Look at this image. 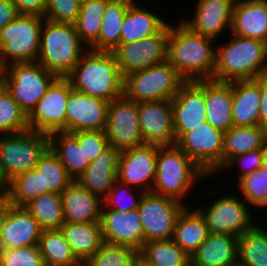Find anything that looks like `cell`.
<instances>
[{
    "mask_svg": "<svg viewBox=\"0 0 267 266\" xmlns=\"http://www.w3.org/2000/svg\"><path fill=\"white\" fill-rule=\"evenodd\" d=\"M138 119L146 144L156 146L176 144L172 100L138 102Z\"/></svg>",
    "mask_w": 267,
    "mask_h": 266,
    "instance_id": "19",
    "label": "cell"
},
{
    "mask_svg": "<svg viewBox=\"0 0 267 266\" xmlns=\"http://www.w3.org/2000/svg\"><path fill=\"white\" fill-rule=\"evenodd\" d=\"M60 230L83 265L104 242L100 223H64Z\"/></svg>",
    "mask_w": 267,
    "mask_h": 266,
    "instance_id": "30",
    "label": "cell"
},
{
    "mask_svg": "<svg viewBox=\"0 0 267 266\" xmlns=\"http://www.w3.org/2000/svg\"><path fill=\"white\" fill-rule=\"evenodd\" d=\"M120 153L115 147L109 146L89 163L86 171L77 181L93 195L103 200L117 179Z\"/></svg>",
    "mask_w": 267,
    "mask_h": 266,
    "instance_id": "25",
    "label": "cell"
},
{
    "mask_svg": "<svg viewBox=\"0 0 267 266\" xmlns=\"http://www.w3.org/2000/svg\"><path fill=\"white\" fill-rule=\"evenodd\" d=\"M48 148L49 136L32 129L0 135V167L8 182L35 169Z\"/></svg>",
    "mask_w": 267,
    "mask_h": 266,
    "instance_id": "8",
    "label": "cell"
},
{
    "mask_svg": "<svg viewBox=\"0 0 267 266\" xmlns=\"http://www.w3.org/2000/svg\"><path fill=\"white\" fill-rule=\"evenodd\" d=\"M19 14L39 15L44 17L46 0H11Z\"/></svg>",
    "mask_w": 267,
    "mask_h": 266,
    "instance_id": "50",
    "label": "cell"
},
{
    "mask_svg": "<svg viewBox=\"0 0 267 266\" xmlns=\"http://www.w3.org/2000/svg\"><path fill=\"white\" fill-rule=\"evenodd\" d=\"M27 129V115L0 84V135L19 133Z\"/></svg>",
    "mask_w": 267,
    "mask_h": 266,
    "instance_id": "43",
    "label": "cell"
},
{
    "mask_svg": "<svg viewBox=\"0 0 267 266\" xmlns=\"http://www.w3.org/2000/svg\"><path fill=\"white\" fill-rule=\"evenodd\" d=\"M231 40L216 48L213 80L232 82L254 80L267 74L266 43L231 35Z\"/></svg>",
    "mask_w": 267,
    "mask_h": 266,
    "instance_id": "3",
    "label": "cell"
},
{
    "mask_svg": "<svg viewBox=\"0 0 267 266\" xmlns=\"http://www.w3.org/2000/svg\"><path fill=\"white\" fill-rule=\"evenodd\" d=\"M130 4L123 0L108 2L102 16L98 39L88 49L112 52L120 45L124 16Z\"/></svg>",
    "mask_w": 267,
    "mask_h": 266,
    "instance_id": "33",
    "label": "cell"
},
{
    "mask_svg": "<svg viewBox=\"0 0 267 266\" xmlns=\"http://www.w3.org/2000/svg\"><path fill=\"white\" fill-rule=\"evenodd\" d=\"M185 82L166 60L124 76L123 95L136 102L172 100Z\"/></svg>",
    "mask_w": 267,
    "mask_h": 266,
    "instance_id": "6",
    "label": "cell"
},
{
    "mask_svg": "<svg viewBox=\"0 0 267 266\" xmlns=\"http://www.w3.org/2000/svg\"><path fill=\"white\" fill-rule=\"evenodd\" d=\"M265 149L266 146L238 156H233L221 167V169L225 170L226 168H231V165L233 166V164L235 163L234 165H238L239 170H242L239 172V177L237 180L239 181L246 174H250L261 167Z\"/></svg>",
    "mask_w": 267,
    "mask_h": 266,
    "instance_id": "49",
    "label": "cell"
},
{
    "mask_svg": "<svg viewBox=\"0 0 267 266\" xmlns=\"http://www.w3.org/2000/svg\"><path fill=\"white\" fill-rule=\"evenodd\" d=\"M4 73H5V66L2 64L0 59V84L2 83Z\"/></svg>",
    "mask_w": 267,
    "mask_h": 266,
    "instance_id": "56",
    "label": "cell"
},
{
    "mask_svg": "<svg viewBox=\"0 0 267 266\" xmlns=\"http://www.w3.org/2000/svg\"><path fill=\"white\" fill-rule=\"evenodd\" d=\"M44 17L19 14L0 32V59L12 63L37 62Z\"/></svg>",
    "mask_w": 267,
    "mask_h": 266,
    "instance_id": "7",
    "label": "cell"
},
{
    "mask_svg": "<svg viewBox=\"0 0 267 266\" xmlns=\"http://www.w3.org/2000/svg\"><path fill=\"white\" fill-rule=\"evenodd\" d=\"M234 2L235 0H198L193 17L180 21L193 32L216 40L223 30L231 29Z\"/></svg>",
    "mask_w": 267,
    "mask_h": 266,
    "instance_id": "21",
    "label": "cell"
},
{
    "mask_svg": "<svg viewBox=\"0 0 267 266\" xmlns=\"http://www.w3.org/2000/svg\"><path fill=\"white\" fill-rule=\"evenodd\" d=\"M204 218L209 233L241 236L252 229L248 204L238 196H221L209 207L196 208Z\"/></svg>",
    "mask_w": 267,
    "mask_h": 266,
    "instance_id": "12",
    "label": "cell"
},
{
    "mask_svg": "<svg viewBox=\"0 0 267 266\" xmlns=\"http://www.w3.org/2000/svg\"><path fill=\"white\" fill-rule=\"evenodd\" d=\"M169 33L170 23L159 33L136 42L120 44L112 51L122 76L166 61Z\"/></svg>",
    "mask_w": 267,
    "mask_h": 266,
    "instance_id": "14",
    "label": "cell"
},
{
    "mask_svg": "<svg viewBox=\"0 0 267 266\" xmlns=\"http://www.w3.org/2000/svg\"><path fill=\"white\" fill-rule=\"evenodd\" d=\"M261 168H263L267 171V149H265V154L263 157Z\"/></svg>",
    "mask_w": 267,
    "mask_h": 266,
    "instance_id": "55",
    "label": "cell"
},
{
    "mask_svg": "<svg viewBox=\"0 0 267 266\" xmlns=\"http://www.w3.org/2000/svg\"><path fill=\"white\" fill-rule=\"evenodd\" d=\"M238 266H267V231L255 226L238 237Z\"/></svg>",
    "mask_w": 267,
    "mask_h": 266,
    "instance_id": "38",
    "label": "cell"
},
{
    "mask_svg": "<svg viewBox=\"0 0 267 266\" xmlns=\"http://www.w3.org/2000/svg\"><path fill=\"white\" fill-rule=\"evenodd\" d=\"M224 133L208 122L185 132L176 145L207 174L219 173L222 167Z\"/></svg>",
    "mask_w": 267,
    "mask_h": 266,
    "instance_id": "11",
    "label": "cell"
},
{
    "mask_svg": "<svg viewBox=\"0 0 267 266\" xmlns=\"http://www.w3.org/2000/svg\"><path fill=\"white\" fill-rule=\"evenodd\" d=\"M111 1V0H110ZM123 1H127L129 3H137L135 0H123Z\"/></svg>",
    "mask_w": 267,
    "mask_h": 266,
    "instance_id": "58",
    "label": "cell"
},
{
    "mask_svg": "<svg viewBox=\"0 0 267 266\" xmlns=\"http://www.w3.org/2000/svg\"><path fill=\"white\" fill-rule=\"evenodd\" d=\"M65 223H100L102 199L73 181L62 193Z\"/></svg>",
    "mask_w": 267,
    "mask_h": 266,
    "instance_id": "24",
    "label": "cell"
},
{
    "mask_svg": "<svg viewBox=\"0 0 267 266\" xmlns=\"http://www.w3.org/2000/svg\"><path fill=\"white\" fill-rule=\"evenodd\" d=\"M85 46L74 24L44 19L37 62L48 72L65 78L87 51Z\"/></svg>",
    "mask_w": 267,
    "mask_h": 266,
    "instance_id": "5",
    "label": "cell"
},
{
    "mask_svg": "<svg viewBox=\"0 0 267 266\" xmlns=\"http://www.w3.org/2000/svg\"><path fill=\"white\" fill-rule=\"evenodd\" d=\"M110 0H88L81 3L79 15L74 22L80 40L90 47L101 29L102 16Z\"/></svg>",
    "mask_w": 267,
    "mask_h": 266,
    "instance_id": "39",
    "label": "cell"
},
{
    "mask_svg": "<svg viewBox=\"0 0 267 266\" xmlns=\"http://www.w3.org/2000/svg\"><path fill=\"white\" fill-rule=\"evenodd\" d=\"M239 188L244 201L254 207H267V171L259 168L246 174L239 181Z\"/></svg>",
    "mask_w": 267,
    "mask_h": 266,
    "instance_id": "44",
    "label": "cell"
},
{
    "mask_svg": "<svg viewBox=\"0 0 267 266\" xmlns=\"http://www.w3.org/2000/svg\"><path fill=\"white\" fill-rule=\"evenodd\" d=\"M139 251L129 246L103 242L83 266H136Z\"/></svg>",
    "mask_w": 267,
    "mask_h": 266,
    "instance_id": "42",
    "label": "cell"
},
{
    "mask_svg": "<svg viewBox=\"0 0 267 266\" xmlns=\"http://www.w3.org/2000/svg\"><path fill=\"white\" fill-rule=\"evenodd\" d=\"M35 169L41 173L43 189L48 192L62 193L74 181L50 148L39 158Z\"/></svg>",
    "mask_w": 267,
    "mask_h": 266,
    "instance_id": "40",
    "label": "cell"
},
{
    "mask_svg": "<svg viewBox=\"0 0 267 266\" xmlns=\"http://www.w3.org/2000/svg\"><path fill=\"white\" fill-rule=\"evenodd\" d=\"M39 223L43 231L60 230L65 223L61 193L47 192L24 206Z\"/></svg>",
    "mask_w": 267,
    "mask_h": 266,
    "instance_id": "37",
    "label": "cell"
},
{
    "mask_svg": "<svg viewBox=\"0 0 267 266\" xmlns=\"http://www.w3.org/2000/svg\"><path fill=\"white\" fill-rule=\"evenodd\" d=\"M172 111L176 141L206 122L205 80L186 81L172 99Z\"/></svg>",
    "mask_w": 267,
    "mask_h": 266,
    "instance_id": "18",
    "label": "cell"
},
{
    "mask_svg": "<svg viewBox=\"0 0 267 266\" xmlns=\"http://www.w3.org/2000/svg\"><path fill=\"white\" fill-rule=\"evenodd\" d=\"M80 7L79 0H46L44 19L57 23L74 24Z\"/></svg>",
    "mask_w": 267,
    "mask_h": 266,
    "instance_id": "47",
    "label": "cell"
},
{
    "mask_svg": "<svg viewBox=\"0 0 267 266\" xmlns=\"http://www.w3.org/2000/svg\"><path fill=\"white\" fill-rule=\"evenodd\" d=\"M105 134L109 145L122 152L145 144L138 119V102L122 95L110 102Z\"/></svg>",
    "mask_w": 267,
    "mask_h": 266,
    "instance_id": "13",
    "label": "cell"
},
{
    "mask_svg": "<svg viewBox=\"0 0 267 266\" xmlns=\"http://www.w3.org/2000/svg\"><path fill=\"white\" fill-rule=\"evenodd\" d=\"M145 266H189L191 257L172 239L145 242L139 251Z\"/></svg>",
    "mask_w": 267,
    "mask_h": 266,
    "instance_id": "35",
    "label": "cell"
},
{
    "mask_svg": "<svg viewBox=\"0 0 267 266\" xmlns=\"http://www.w3.org/2000/svg\"><path fill=\"white\" fill-rule=\"evenodd\" d=\"M192 266H238V236L212 234L191 255Z\"/></svg>",
    "mask_w": 267,
    "mask_h": 266,
    "instance_id": "27",
    "label": "cell"
},
{
    "mask_svg": "<svg viewBox=\"0 0 267 266\" xmlns=\"http://www.w3.org/2000/svg\"><path fill=\"white\" fill-rule=\"evenodd\" d=\"M47 192L48 189H43L41 173L31 169L9 182L8 197L14 206L24 207L31 200Z\"/></svg>",
    "mask_w": 267,
    "mask_h": 266,
    "instance_id": "41",
    "label": "cell"
},
{
    "mask_svg": "<svg viewBox=\"0 0 267 266\" xmlns=\"http://www.w3.org/2000/svg\"><path fill=\"white\" fill-rule=\"evenodd\" d=\"M69 94L70 82L58 77L27 116L29 129L47 135L66 132V102Z\"/></svg>",
    "mask_w": 267,
    "mask_h": 266,
    "instance_id": "15",
    "label": "cell"
},
{
    "mask_svg": "<svg viewBox=\"0 0 267 266\" xmlns=\"http://www.w3.org/2000/svg\"><path fill=\"white\" fill-rule=\"evenodd\" d=\"M72 134L77 138L78 144L82 147L84 156L89 162L95 160L110 146L105 131H77Z\"/></svg>",
    "mask_w": 267,
    "mask_h": 266,
    "instance_id": "48",
    "label": "cell"
},
{
    "mask_svg": "<svg viewBox=\"0 0 267 266\" xmlns=\"http://www.w3.org/2000/svg\"><path fill=\"white\" fill-rule=\"evenodd\" d=\"M57 78L38 62L12 63L5 67L1 84L28 116Z\"/></svg>",
    "mask_w": 267,
    "mask_h": 266,
    "instance_id": "9",
    "label": "cell"
},
{
    "mask_svg": "<svg viewBox=\"0 0 267 266\" xmlns=\"http://www.w3.org/2000/svg\"><path fill=\"white\" fill-rule=\"evenodd\" d=\"M100 225L104 242L129 246L140 251L144 234L138 210L101 209Z\"/></svg>",
    "mask_w": 267,
    "mask_h": 266,
    "instance_id": "20",
    "label": "cell"
},
{
    "mask_svg": "<svg viewBox=\"0 0 267 266\" xmlns=\"http://www.w3.org/2000/svg\"><path fill=\"white\" fill-rule=\"evenodd\" d=\"M12 205L13 204L10 202L8 195L0 196V234L8 211Z\"/></svg>",
    "mask_w": 267,
    "mask_h": 266,
    "instance_id": "53",
    "label": "cell"
},
{
    "mask_svg": "<svg viewBox=\"0 0 267 266\" xmlns=\"http://www.w3.org/2000/svg\"><path fill=\"white\" fill-rule=\"evenodd\" d=\"M260 77L232 81L233 126L259 125Z\"/></svg>",
    "mask_w": 267,
    "mask_h": 266,
    "instance_id": "26",
    "label": "cell"
},
{
    "mask_svg": "<svg viewBox=\"0 0 267 266\" xmlns=\"http://www.w3.org/2000/svg\"><path fill=\"white\" fill-rule=\"evenodd\" d=\"M206 122L215 129L226 132L233 127L232 82L205 80Z\"/></svg>",
    "mask_w": 267,
    "mask_h": 266,
    "instance_id": "28",
    "label": "cell"
},
{
    "mask_svg": "<svg viewBox=\"0 0 267 266\" xmlns=\"http://www.w3.org/2000/svg\"><path fill=\"white\" fill-rule=\"evenodd\" d=\"M18 15L19 12L11 0H0V32Z\"/></svg>",
    "mask_w": 267,
    "mask_h": 266,
    "instance_id": "51",
    "label": "cell"
},
{
    "mask_svg": "<svg viewBox=\"0 0 267 266\" xmlns=\"http://www.w3.org/2000/svg\"><path fill=\"white\" fill-rule=\"evenodd\" d=\"M207 177L208 174L176 144L157 146L156 175L152 193L183 203L194 183Z\"/></svg>",
    "mask_w": 267,
    "mask_h": 266,
    "instance_id": "4",
    "label": "cell"
},
{
    "mask_svg": "<svg viewBox=\"0 0 267 266\" xmlns=\"http://www.w3.org/2000/svg\"><path fill=\"white\" fill-rule=\"evenodd\" d=\"M65 77L74 90L108 102L123 95L124 77L113 52L87 49Z\"/></svg>",
    "mask_w": 267,
    "mask_h": 266,
    "instance_id": "2",
    "label": "cell"
},
{
    "mask_svg": "<svg viewBox=\"0 0 267 266\" xmlns=\"http://www.w3.org/2000/svg\"><path fill=\"white\" fill-rule=\"evenodd\" d=\"M0 266H45L38 245L0 250Z\"/></svg>",
    "mask_w": 267,
    "mask_h": 266,
    "instance_id": "46",
    "label": "cell"
},
{
    "mask_svg": "<svg viewBox=\"0 0 267 266\" xmlns=\"http://www.w3.org/2000/svg\"><path fill=\"white\" fill-rule=\"evenodd\" d=\"M186 206L178 215L172 240L190 257L209 236L204 218L194 208Z\"/></svg>",
    "mask_w": 267,
    "mask_h": 266,
    "instance_id": "31",
    "label": "cell"
},
{
    "mask_svg": "<svg viewBox=\"0 0 267 266\" xmlns=\"http://www.w3.org/2000/svg\"><path fill=\"white\" fill-rule=\"evenodd\" d=\"M213 38L190 30L181 21L177 27L170 24L167 41V61L186 80L212 79L216 49Z\"/></svg>",
    "mask_w": 267,
    "mask_h": 266,
    "instance_id": "1",
    "label": "cell"
},
{
    "mask_svg": "<svg viewBox=\"0 0 267 266\" xmlns=\"http://www.w3.org/2000/svg\"><path fill=\"white\" fill-rule=\"evenodd\" d=\"M43 230L25 208L12 205L0 234V250L38 245Z\"/></svg>",
    "mask_w": 267,
    "mask_h": 266,
    "instance_id": "22",
    "label": "cell"
},
{
    "mask_svg": "<svg viewBox=\"0 0 267 266\" xmlns=\"http://www.w3.org/2000/svg\"><path fill=\"white\" fill-rule=\"evenodd\" d=\"M259 126L267 129V74L260 76Z\"/></svg>",
    "mask_w": 267,
    "mask_h": 266,
    "instance_id": "52",
    "label": "cell"
},
{
    "mask_svg": "<svg viewBox=\"0 0 267 266\" xmlns=\"http://www.w3.org/2000/svg\"><path fill=\"white\" fill-rule=\"evenodd\" d=\"M151 10L131 3L125 13L120 44L139 41L159 33L169 22Z\"/></svg>",
    "mask_w": 267,
    "mask_h": 266,
    "instance_id": "29",
    "label": "cell"
},
{
    "mask_svg": "<svg viewBox=\"0 0 267 266\" xmlns=\"http://www.w3.org/2000/svg\"><path fill=\"white\" fill-rule=\"evenodd\" d=\"M230 33L267 43V0H235Z\"/></svg>",
    "mask_w": 267,
    "mask_h": 266,
    "instance_id": "23",
    "label": "cell"
},
{
    "mask_svg": "<svg viewBox=\"0 0 267 266\" xmlns=\"http://www.w3.org/2000/svg\"><path fill=\"white\" fill-rule=\"evenodd\" d=\"M265 146H266V149H267V129H266V132H265Z\"/></svg>",
    "mask_w": 267,
    "mask_h": 266,
    "instance_id": "57",
    "label": "cell"
},
{
    "mask_svg": "<svg viewBox=\"0 0 267 266\" xmlns=\"http://www.w3.org/2000/svg\"><path fill=\"white\" fill-rule=\"evenodd\" d=\"M187 206L173 198L144 193L137 208L141 218L144 243L153 240H170L173 237L178 215Z\"/></svg>",
    "mask_w": 267,
    "mask_h": 266,
    "instance_id": "10",
    "label": "cell"
},
{
    "mask_svg": "<svg viewBox=\"0 0 267 266\" xmlns=\"http://www.w3.org/2000/svg\"><path fill=\"white\" fill-rule=\"evenodd\" d=\"M48 136L49 148L64 165L69 176L77 181L90 163L84 156L77 138L72 133L64 131L54 132Z\"/></svg>",
    "mask_w": 267,
    "mask_h": 266,
    "instance_id": "32",
    "label": "cell"
},
{
    "mask_svg": "<svg viewBox=\"0 0 267 266\" xmlns=\"http://www.w3.org/2000/svg\"><path fill=\"white\" fill-rule=\"evenodd\" d=\"M157 146L143 144L122 151L118 161L117 180L144 193L152 192L156 175Z\"/></svg>",
    "mask_w": 267,
    "mask_h": 266,
    "instance_id": "16",
    "label": "cell"
},
{
    "mask_svg": "<svg viewBox=\"0 0 267 266\" xmlns=\"http://www.w3.org/2000/svg\"><path fill=\"white\" fill-rule=\"evenodd\" d=\"M136 266H145L140 261L137 262Z\"/></svg>",
    "mask_w": 267,
    "mask_h": 266,
    "instance_id": "59",
    "label": "cell"
},
{
    "mask_svg": "<svg viewBox=\"0 0 267 266\" xmlns=\"http://www.w3.org/2000/svg\"><path fill=\"white\" fill-rule=\"evenodd\" d=\"M266 129L257 126H233L224 132L222 166L238 156L265 146Z\"/></svg>",
    "mask_w": 267,
    "mask_h": 266,
    "instance_id": "34",
    "label": "cell"
},
{
    "mask_svg": "<svg viewBox=\"0 0 267 266\" xmlns=\"http://www.w3.org/2000/svg\"><path fill=\"white\" fill-rule=\"evenodd\" d=\"M8 191H9V182L5 178V176L2 172V169L0 167V196L8 195Z\"/></svg>",
    "mask_w": 267,
    "mask_h": 266,
    "instance_id": "54",
    "label": "cell"
},
{
    "mask_svg": "<svg viewBox=\"0 0 267 266\" xmlns=\"http://www.w3.org/2000/svg\"><path fill=\"white\" fill-rule=\"evenodd\" d=\"M110 102L85 95L70 85L66 102V132L105 131Z\"/></svg>",
    "mask_w": 267,
    "mask_h": 266,
    "instance_id": "17",
    "label": "cell"
},
{
    "mask_svg": "<svg viewBox=\"0 0 267 266\" xmlns=\"http://www.w3.org/2000/svg\"><path fill=\"white\" fill-rule=\"evenodd\" d=\"M133 192H136V194L138 193L137 195L139 197L136 198L135 193ZM143 194V191L133 188L132 186L116 179L113 187L102 200V209H113L116 211H130L137 209ZM128 199L130 201L127 202L126 200Z\"/></svg>",
    "mask_w": 267,
    "mask_h": 266,
    "instance_id": "45",
    "label": "cell"
},
{
    "mask_svg": "<svg viewBox=\"0 0 267 266\" xmlns=\"http://www.w3.org/2000/svg\"><path fill=\"white\" fill-rule=\"evenodd\" d=\"M38 247L45 266H83L75 257L61 230L43 231Z\"/></svg>",
    "mask_w": 267,
    "mask_h": 266,
    "instance_id": "36",
    "label": "cell"
}]
</instances>
